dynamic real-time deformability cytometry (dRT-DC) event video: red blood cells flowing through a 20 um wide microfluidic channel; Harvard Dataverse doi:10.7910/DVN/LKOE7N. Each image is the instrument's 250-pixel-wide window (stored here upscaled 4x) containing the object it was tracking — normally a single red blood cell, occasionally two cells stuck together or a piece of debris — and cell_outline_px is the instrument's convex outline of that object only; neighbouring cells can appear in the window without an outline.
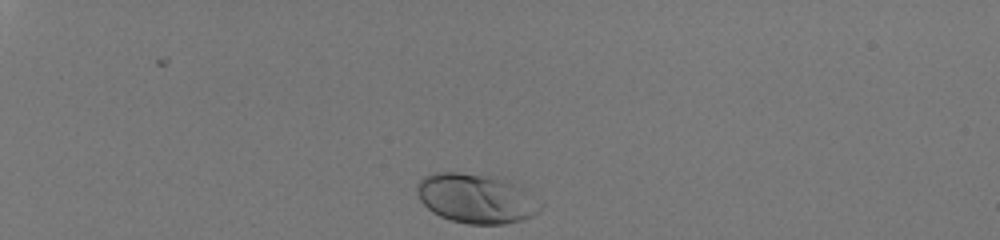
{"species": "human", "species_latin": "Homo sapiens", "temperature_condition": "room temperature", "stored_images_in_passage": 33, "camera_frame_rate_fps": 3000, "um_per_image_px": 0.085, "donor": {"sex": "male"}, "frame": {"image": 1, "passage_image": 1, "time_ms": 0.0, "image_size_px": [1000, 240], "cell_outline_px": [[544, 208], [540, 212], [524, 220], [504, 224], [468, 224], [452, 220], [440, 216], [432, 212], [420, 200], [416, 192], [416, 184], [424, 176], [436, 172], [460, 172], [496, 176], [512, 184], [544, 204]], "centroid_in_image_um": [40.45, 16.88], "position_along_channel_um": 44.5, "area_um2": 35.6}}
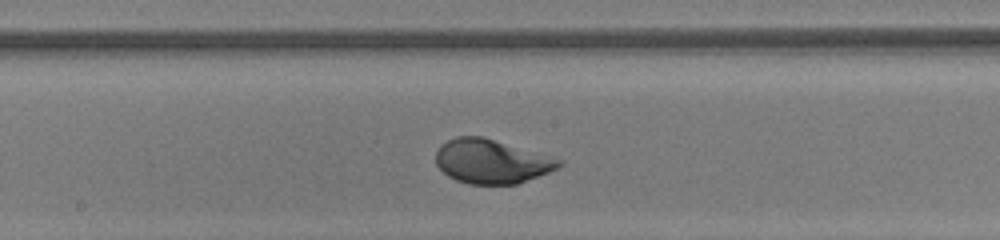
{"frame": {"image": 2, "passage_image": 19, "time_ms": 6.0, "image_size_px": [1000, 240], "cell_outline_px": [[564, 164], [560, 168], [516, 184], [468, 184], [456, 180], [448, 176], [436, 164], [436, 148], [440, 144], [456, 136], [484, 136], [564, 160]], "centroid_in_image_um": [41.79, 13.71], "position_along_channel_um": 206.4, "area_um2": 31.91}}
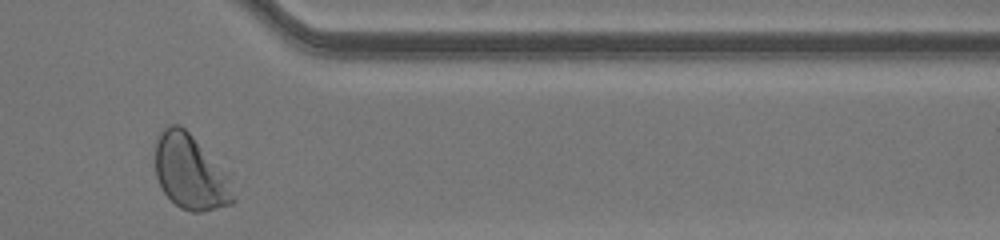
{"frame": {"image": 3, "passage_image": 33, "time_ms": 10.667, "image_size_px": [1000, 240], "cell_outline_px": [[236, 200], [232, 204], [204, 212], [192, 212], [180, 208], [160, 188], [156, 176], [156, 136], [168, 124], [180, 124], [232, 172], [236, 196]], "centroid_in_image_um": [16.29, 14.63], "position_along_channel_um": 395.1, "area_um2": 35.43}, "authors_computed_cell_mechanics": {"area_um2": 31.9056, "velocity_mm_per_s": 4.0873, "shape_relaxation_time_tau1_ms": 2.1126, "shape_relaxation_time_tau2_ms": null, "deformation_change_tau1": 0.146, "deformation_change_tau2": null}}